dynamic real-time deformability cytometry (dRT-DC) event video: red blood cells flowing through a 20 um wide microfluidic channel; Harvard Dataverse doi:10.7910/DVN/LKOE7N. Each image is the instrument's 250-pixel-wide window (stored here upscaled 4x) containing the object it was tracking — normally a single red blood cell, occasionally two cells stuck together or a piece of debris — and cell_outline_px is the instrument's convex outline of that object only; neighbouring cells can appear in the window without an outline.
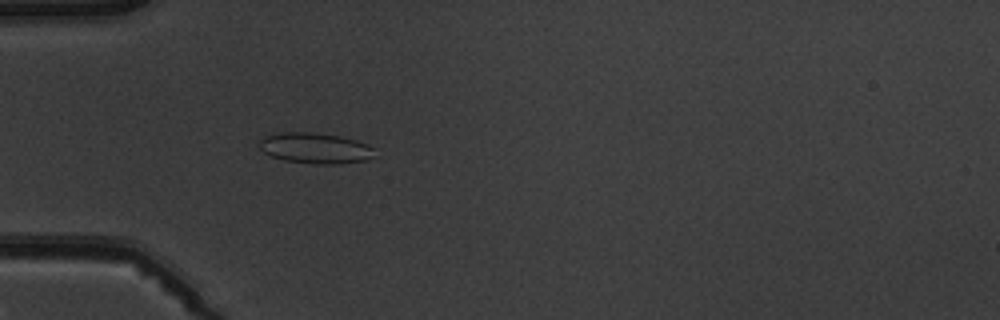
{"species": "common noctule bat (a hibernating species)", "species_latin": "Nyctalus noctula", "temperature_condition": "warm", "stored_images_in_passage": 3, "camera_frame_rate_fps": 3000, "um_per_image_px": 0.085, "animal": {"sex": "male", "body_mass_g": 19.5, "forearm_length_mm": 54.6}, "frame": {"image": 1, "passage_image": 3, "time_ms": 2.333, "image_size_px": [1000, 320], "cell_outline_px": [[376, 148], [372, 156], [368, 160], [340, 164], [316, 164], [284, 160], [272, 156], [264, 152], [260, 148], [260, 140], [264, 136], [280, 132], [312, 132], [340, 136], [356, 140], [368, 144]], "centroid_in_image_um": [26.83, 12.59], "position_along_channel_um": 58.2, "area_um2": 20.75}}